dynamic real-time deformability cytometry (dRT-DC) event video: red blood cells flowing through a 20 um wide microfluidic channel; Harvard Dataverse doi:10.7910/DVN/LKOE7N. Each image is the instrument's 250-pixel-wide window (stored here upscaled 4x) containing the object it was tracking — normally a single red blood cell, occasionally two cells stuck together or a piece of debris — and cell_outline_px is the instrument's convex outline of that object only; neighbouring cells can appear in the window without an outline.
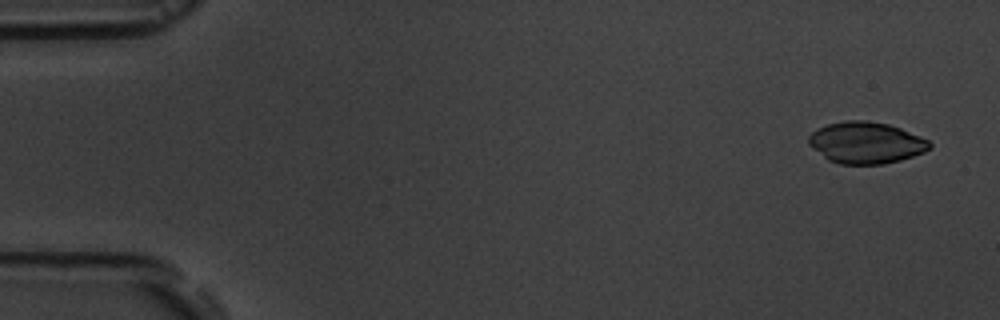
{"species": "common noctule bat (a hibernating species)", "species_latin": "Nyctalus noctula", "temperature_condition": "room temperature", "stored_images_in_passage": 6, "segment_of_instrument_passage": [1, 2], "camera_frame_rate_fps": 3000, "um_per_image_px": 0.085, "animal": {"sex": "male", "body_mass_g": 19.5, "forearm_length_mm": 54.6}, "frame": {"image": 1, "passage_image": 1, "time_ms": 0.0, "image_size_px": [1000, 320], "cell_outline_px": [[932, 148], [924, 152], [900, 160], [884, 164], [840, 164], [828, 160], [812, 148], [808, 144], [808, 136], [816, 128], [828, 124], [844, 120], [864, 120], [888, 124], [900, 128], [920, 136], [928, 140], [932, 144]], "centroid_in_image_um": [73.59, 12.13], "position_along_channel_um": 11.4, "area_um2": 29.42}}